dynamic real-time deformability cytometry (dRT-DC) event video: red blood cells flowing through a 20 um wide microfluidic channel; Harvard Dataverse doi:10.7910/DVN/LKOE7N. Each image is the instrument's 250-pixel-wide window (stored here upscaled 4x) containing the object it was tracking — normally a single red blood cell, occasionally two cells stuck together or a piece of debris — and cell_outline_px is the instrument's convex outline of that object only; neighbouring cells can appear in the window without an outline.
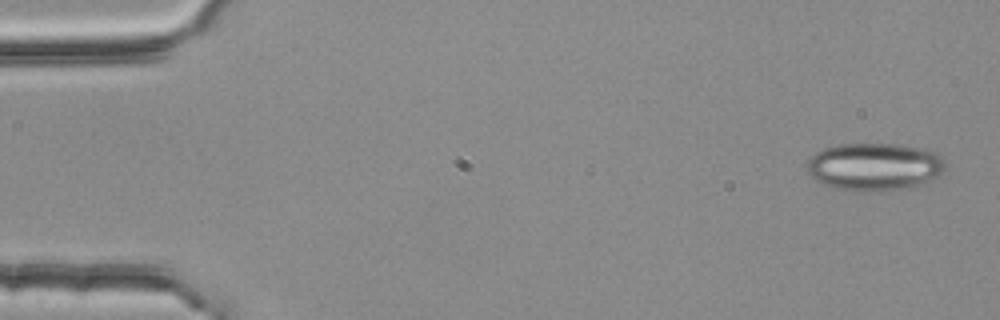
{"species": "common noctule bat (a hibernating species)", "species_latin": "Nyctalus noctula", "temperature_condition": "room temperature", "stored_images_in_passage": 55, "segment_of_instrument_passage": [1, 2], "camera_frame_rate_fps": 3000, "um_per_image_px": 0.085, "animal": {"sex": "female", "body_mass_g": 25.1}, "frame": {"image": 1, "passage_image": 2, "time_ms": 0.333, "image_size_px": [1000, 320], "cell_outline_px": [[944, 168], [936, 176], [908, 188], [876, 192], [860, 192], [836, 188], [824, 184], [816, 180], [808, 172], [808, 164], [812, 156], [816, 152], [824, 148], [836, 144], [896, 144], [924, 148], [940, 156], [944, 160]], "centroid_in_image_um": [74.29, 14.17], "position_along_channel_um": 10.7, "area_um2": 38.15}}